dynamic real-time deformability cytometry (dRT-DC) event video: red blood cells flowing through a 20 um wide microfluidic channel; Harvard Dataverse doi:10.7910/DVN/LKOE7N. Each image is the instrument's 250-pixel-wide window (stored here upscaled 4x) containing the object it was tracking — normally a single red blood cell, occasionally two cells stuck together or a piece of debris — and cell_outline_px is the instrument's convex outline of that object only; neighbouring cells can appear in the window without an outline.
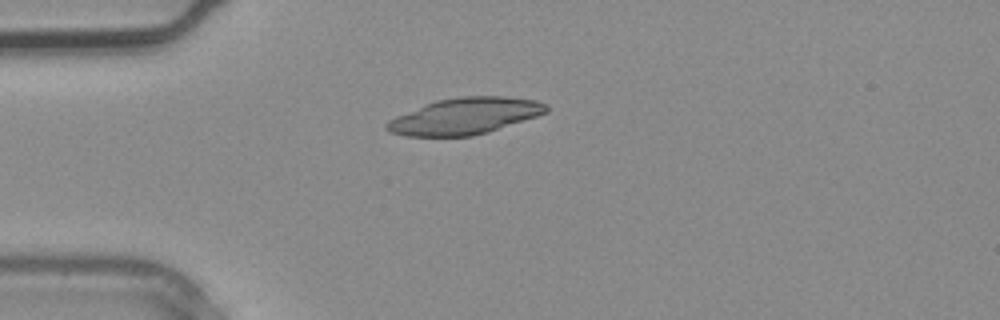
{"species": "common noctule bat (a hibernating species)", "species_latin": "Nyctalus noctula", "temperature_condition": "warm", "stored_images_in_passage": 3, "camera_frame_rate_fps": 3000, "um_per_image_px": 0.085, "animal": {"sex": "male", "body_mass_g": 20.4}, "frame": {"image": 1, "passage_image": 3, "time_ms": 0.667, "image_size_px": [1000, 320], "cell_outline_px": [[548, 112], [488, 132], [472, 136], [404, 136], [388, 132], [384, 128], [384, 124], [388, 120], [396, 116], [436, 100], [460, 96], [504, 96], [536, 100], [548, 104]], "centroid_in_image_um": [39.49, 9.87], "position_along_channel_um": 45.5, "area_um2": 33.87}}